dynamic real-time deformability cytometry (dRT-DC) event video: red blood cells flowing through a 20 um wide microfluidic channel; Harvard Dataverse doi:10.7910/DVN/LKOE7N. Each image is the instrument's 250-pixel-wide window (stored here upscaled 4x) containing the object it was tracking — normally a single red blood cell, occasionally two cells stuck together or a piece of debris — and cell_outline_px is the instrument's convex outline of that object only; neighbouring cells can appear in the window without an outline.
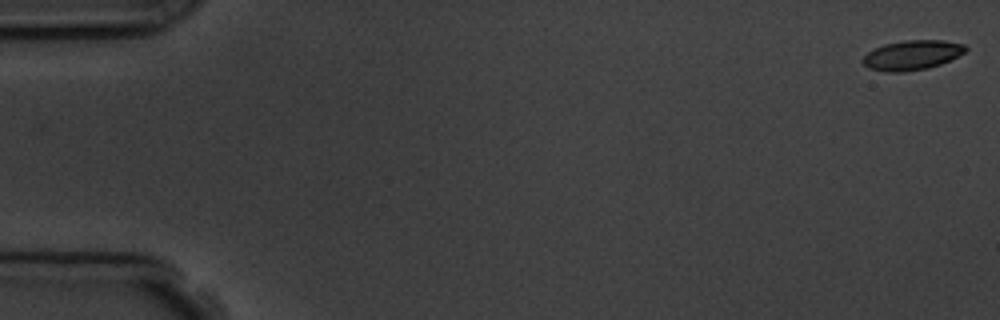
{"species": "common noctule bat (a hibernating species)", "species_latin": "Nyctalus noctula", "temperature_condition": "room temperature", "stored_images_in_passage": 2, "camera_frame_rate_fps": 3000, "um_per_image_px": 0.085, "animal": {"sex": "male", "body_mass_g": 19.5, "forearm_length_mm": 54.6}, "frame": {"image": 1, "passage_image": 2, "time_ms": 1.0, "image_size_px": [1000, 320], "cell_outline_px": [[968, 48], [964, 52], [940, 64], [928, 68], [900, 72], [888, 72], [868, 68], [860, 60], [868, 52], [884, 44], [904, 40], [944, 40], [964, 44]], "centroid_in_image_um": [77.5, 4.68], "position_along_channel_um": 7.5, "area_um2": 17.63}}